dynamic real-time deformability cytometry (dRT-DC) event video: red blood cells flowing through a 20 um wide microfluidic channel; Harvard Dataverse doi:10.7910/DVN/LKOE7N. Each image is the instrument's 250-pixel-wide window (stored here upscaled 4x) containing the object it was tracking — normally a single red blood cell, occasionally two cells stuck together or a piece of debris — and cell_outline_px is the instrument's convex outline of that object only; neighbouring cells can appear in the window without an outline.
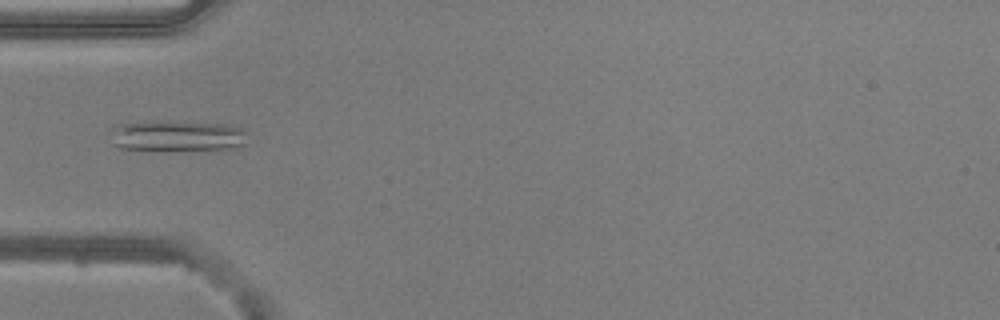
{"species": "common noctule bat (a hibernating species)", "species_latin": "Nyctalus noctula", "temperature_condition": "warm", "stored_images_in_passage": 53, "camera_frame_rate_fps": 3000, "um_per_image_px": 0.085, "animal": {"sex": "male", "body_mass_g": 20.5, "forearm_length_mm": 52.5}, "frame": {"image": 1, "passage_image": 17, "time_ms": 5.333, "image_size_px": [1000, 320], "cell_outline_px": [[248, 144], [232, 148], [168, 152], [120, 148], [112, 144], [108, 132], [108, 128], [112, 124], [152, 120], [184, 120], [228, 124], [240, 128], [248, 132]], "centroid_in_image_um": [14.99, 11.54], "position_along_channel_um": 70.0, "area_um2": 26.82}}
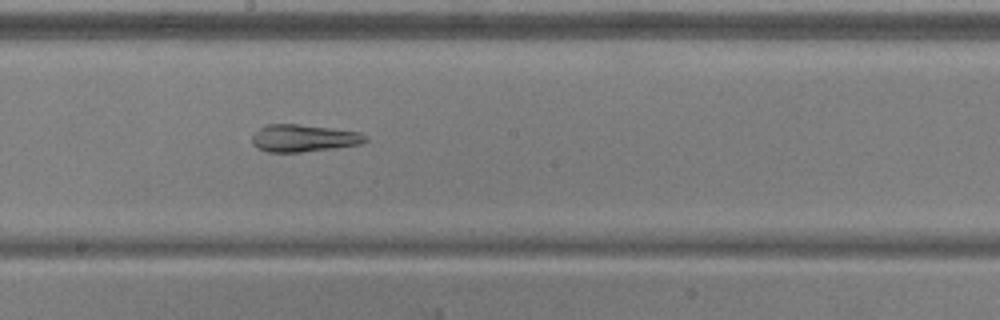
{"frame": {"image": 2, "passage_image": 29, "time_ms": 9.333, "image_size_px": [1000, 320], "cell_outline_px": [[368, 140], [360, 144], [332, 148], [300, 152], [268, 152], [252, 144], [252, 136], [260, 128], [268, 124], [296, 124], [332, 128], [360, 132], [368, 136]], "centroid_in_image_um": [25.83, 11.74], "position_along_channel_um": 222.4, "area_um2": 17.86}}
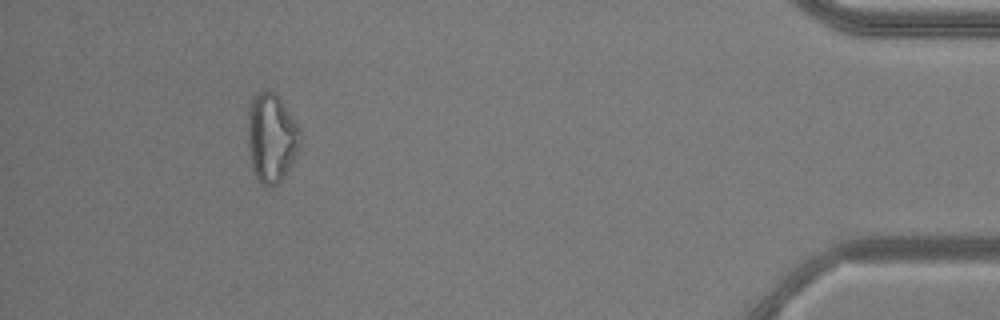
{"frame": {"image": 3, "passage_image": 49, "time_ms": 16.0, "image_size_px": [1000, 320], "cell_outline_px": [[300, 148], [296, 156], [280, 180], [276, 184], [268, 188], [260, 184], [252, 168], [248, 152], [248, 104], [256, 92], [264, 88], [272, 88], [300, 128]], "centroid_in_image_um": [23.04, 11.66], "position_along_channel_um": 412.2, "area_um2": 27.57}, "authors_computed_cell_mechanics": {"area_um2": 26.1256, "velocity_mm_per_s": 3.778, "shape_relaxation_time_tau1_ms": null, "shape_relaxation_time_tau2_ms": 2.1424, "deformation_change_tau1": null, "deformation_change_tau2": 0.1294}}